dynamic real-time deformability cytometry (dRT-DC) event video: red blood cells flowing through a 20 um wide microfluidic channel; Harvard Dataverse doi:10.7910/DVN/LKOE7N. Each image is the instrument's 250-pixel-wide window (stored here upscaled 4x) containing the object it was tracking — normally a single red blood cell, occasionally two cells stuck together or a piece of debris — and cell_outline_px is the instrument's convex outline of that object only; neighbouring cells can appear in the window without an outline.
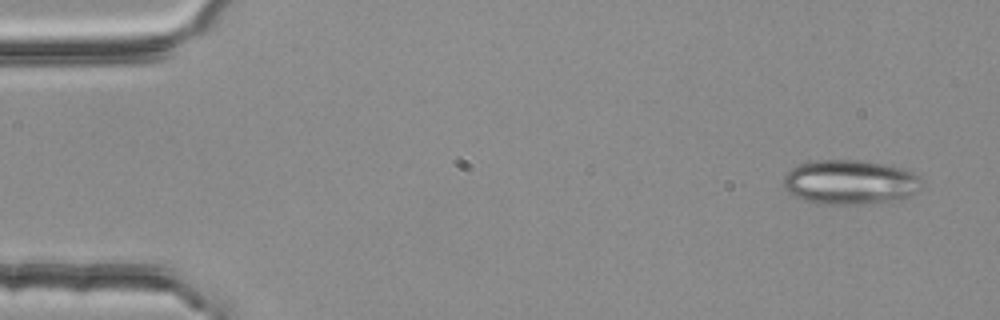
{"species": "common noctule bat (a hibernating species)", "species_latin": "Nyctalus noctula", "temperature_condition": "room temperature", "stored_images_in_passage": 5, "camera_frame_rate_fps": 3000, "um_per_image_px": 0.085, "animal": {"sex": "female", "body_mass_g": 25.1}, "frame": {"image": 1, "passage_image": 1, "time_ms": 0.0, "image_size_px": [1000, 320], "cell_outline_px": [[924, 180], [920, 188], [916, 192], [900, 200], [876, 204], [820, 204], [804, 200], [788, 192], [784, 188], [784, 176], [792, 168], [800, 164], [812, 160], [860, 160], [884, 164], [900, 168], [912, 172], [920, 176]], "centroid_in_image_um": [72.29, 15.5], "position_along_channel_um": 12.7, "area_um2": 36.24}}